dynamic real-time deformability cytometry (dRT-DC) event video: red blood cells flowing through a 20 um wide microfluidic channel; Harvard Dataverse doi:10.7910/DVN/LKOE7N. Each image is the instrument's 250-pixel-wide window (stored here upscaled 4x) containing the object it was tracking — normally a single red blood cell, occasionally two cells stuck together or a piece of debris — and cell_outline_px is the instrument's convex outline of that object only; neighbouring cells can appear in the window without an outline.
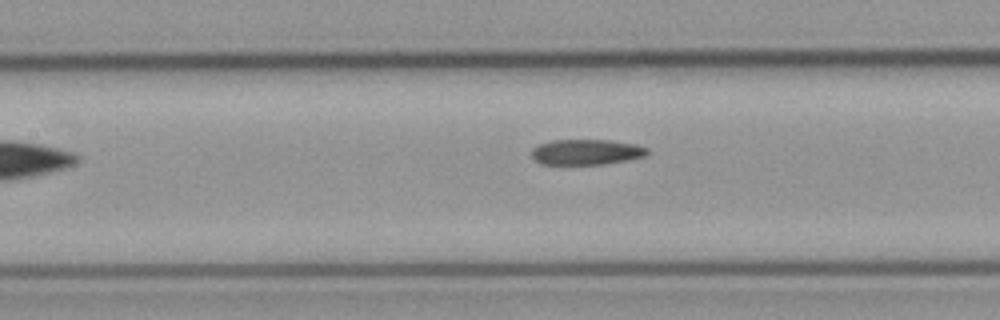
{"species": "common noctule bat (a hibernating species)", "species_latin": "Nyctalus noctula", "temperature_condition": "cold", "stored_images_in_passage": 5, "camera_frame_rate_fps": 3000, "um_per_image_px": 0.085, "animal": {"sex": "male", "body_mass_g": 23.1, "forearm_length_mm": 52.7}, "frame": {"image": 1, "passage_image": 5, "time_ms": 5.667, "image_size_px": [1000, 320], "cell_outline_px": [[648, 152], [644, 156], [628, 160], [604, 164], [540, 164], [532, 156], [532, 148], [540, 144], [552, 140], [608, 140], [636, 144], [648, 148]], "centroid_in_image_um": [49.84, 12.92], "position_along_channel_um": 157.6, "area_um2": 17.11}}